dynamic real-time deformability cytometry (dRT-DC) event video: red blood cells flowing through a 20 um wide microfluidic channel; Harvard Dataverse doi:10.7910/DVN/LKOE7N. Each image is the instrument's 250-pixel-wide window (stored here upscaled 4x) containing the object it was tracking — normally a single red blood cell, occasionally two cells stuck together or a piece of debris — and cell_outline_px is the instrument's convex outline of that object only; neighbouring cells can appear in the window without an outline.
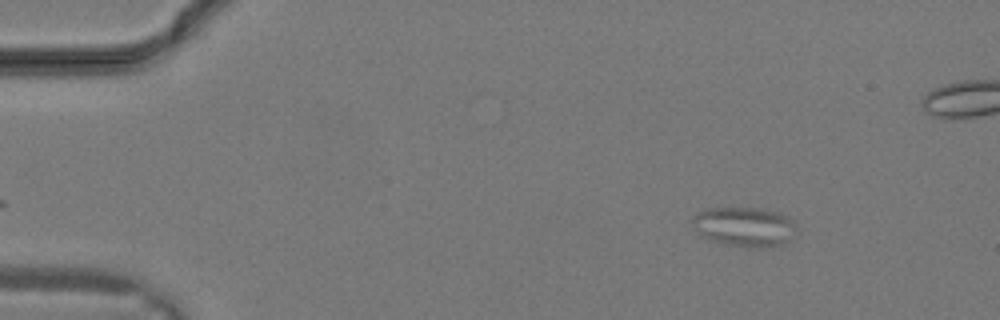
{"species": "common noctule bat (a hibernating species)", "species_latin": "Nyctalus noctula", "temperature_condition": "warm", "stored_images_in_passage": 28, "segment_of_instrument_passage": [1, 2], "camera_frame_rate_fps": 3000, "um_per_image_px": 0.085, "animal": {"sex": "male", "body_mass_g": 19.2, "forearm_length_mm": 51.8}, "frame": {"image": 1, "passage_image": 1, "time_ms": 0.0, "image_size_px": [1000, 320], "cell_outline_px": [[796, 228], [788, 240], [780, 244], [768, 248], [748, 248], [728, 244], [712, 240], [704, 236], [692, 224], [692, 216], [708, 208], [760, 208], [780, 212], [788, 216], [796, 224]], "centroid_in_image_um": [63.31, 19.26], "position_along_channel_um": 21.7, "area_um2": 23.81}}